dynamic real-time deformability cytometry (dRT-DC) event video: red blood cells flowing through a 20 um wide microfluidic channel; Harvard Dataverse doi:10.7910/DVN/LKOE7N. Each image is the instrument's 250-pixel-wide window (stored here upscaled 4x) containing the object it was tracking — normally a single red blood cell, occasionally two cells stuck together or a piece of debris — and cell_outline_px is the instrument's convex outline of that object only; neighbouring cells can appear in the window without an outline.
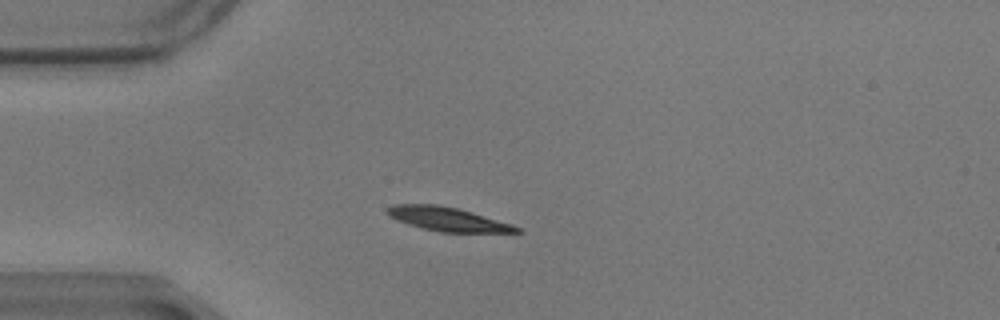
{"species": "common noctule bat (a hibernating species)", "species_latin": "Nyctalus noctula", "temperature_condition": "warm", "stored_images_in_passage": 41, "camera_frame_rate_fps": 3000, "um_per_image_px": 0.085, "animal": {"sex": "male", "body_mass_g": 17.9}, "frame": {"image": 1, "passage_image": 1, "time_ms": 0.0, "image_size_px": [1000, 320], "cell_outline_px": [[524, 232], [440, 232], [408, 224], [388, 216], [384, 212], [392, 204], [436, 204], [456, 208], [512, 224], [520, 228]], "centroid_in_image_um": [38.01, 18.62], "position_along_channel_um": 47.0, "area_um2": 17.74}}
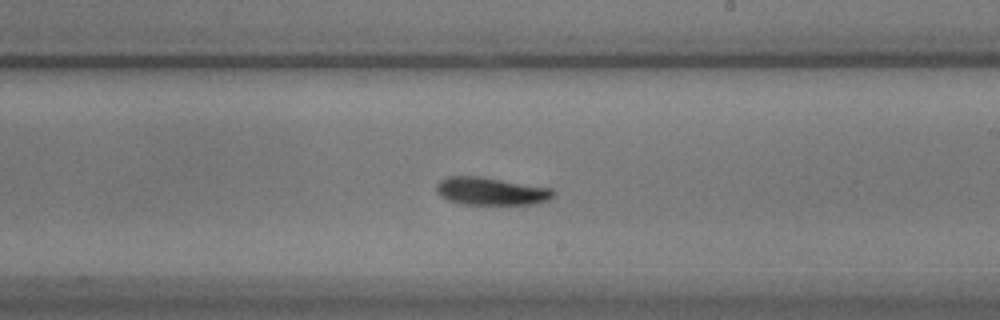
{"frame": {"image": 2, "passage_image": 20, "time_ms": 6.333, "image_size_px": [1000, 320], "cell_outline_px": [[556, 192], [548, 200], [536, 204], [460, 204], [448, 200], [440, 196], [436, 192], [436, 184], [440, 180], [448, 176], [480, 176], [552, 188]], "centroid_in_image_um": [41.72, 16.25], "position_along_channel_um": 247.3, "area_um2": 19.02}}
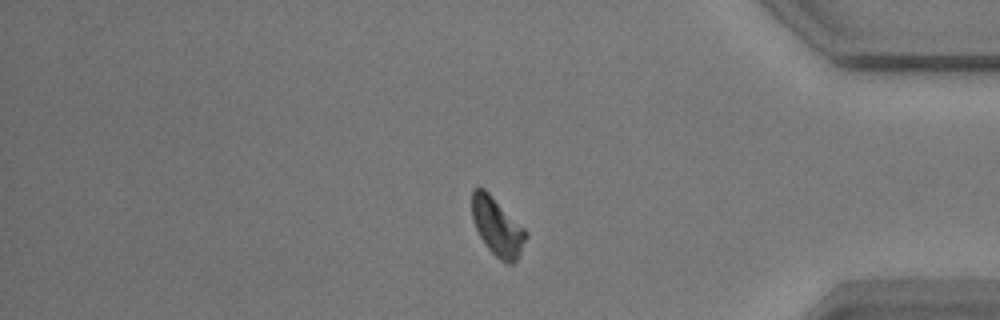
{"frame": {"image": 3, "passage_image": 35, "time_ms": 11.333, "image_size_px": [1000, 320], "cell_outline_px": [[528, 236], [516, 260], [512, 264], [508, 264], [500, 260], [488, 248], [480, 236], [472, 220], [472, 188], [484, 188], [528, 232]], "centroid_in_image_um": [42.27, 19.28], "position_along_channel_um": 392.9, "area_um2": 17.98}, "authors_computed_cell_mechanics": {"area_um2": 18.6694, "velocity_mm_per_s": 3.4237, "shape_relaxation_time_tau1_ms": 2.7039, "shape_relaxation_time_tau2_ms": null, "deformation_change_tau1": 0.1037, "deformation_change_tau2": null}}